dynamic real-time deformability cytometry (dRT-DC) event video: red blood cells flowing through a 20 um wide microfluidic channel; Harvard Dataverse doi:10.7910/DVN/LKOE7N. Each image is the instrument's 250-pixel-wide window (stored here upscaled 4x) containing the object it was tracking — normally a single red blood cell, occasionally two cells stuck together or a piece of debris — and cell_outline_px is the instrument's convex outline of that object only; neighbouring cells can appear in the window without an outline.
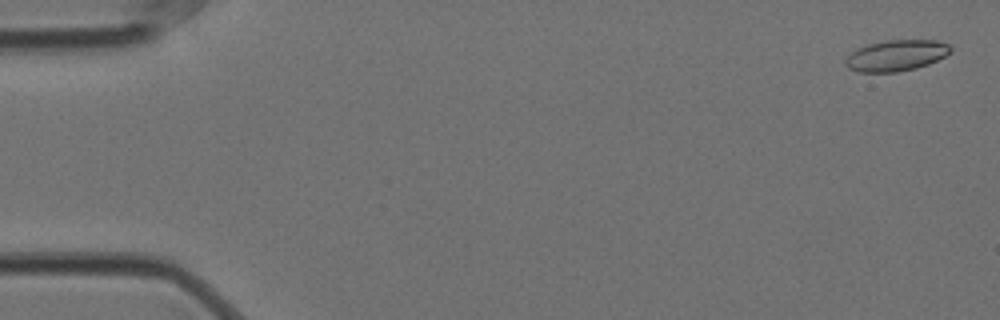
{"species": "Egyptian fruit bat (a non-hibernating species)", "species_latin": "Rousettus aegyptiacus", "temperature_condition": "cold", "stored_images_in_passage": 22, "camera_frame_rate_fps": 3000, "um_per_image_px": 0.085, "animal": {"sex": "female"}, "frame": {"image": 1, "passage_image": 2, "time_ms": 0.333, "image_size_px": [1000, 320], "cell_outline_px": [[952, 52], [928, 64], [916, 68], [896, 72], [860, 72], [848, 68], [844, 64], [844, 60], [852, 52], [868, 44], [888, 40], [936, 40], [948, 44], [952, 48]], "centroid_in_image_um": [76.18, 4.72], "position_along_channel_um": 8.8, "area_um2": 18.9}}
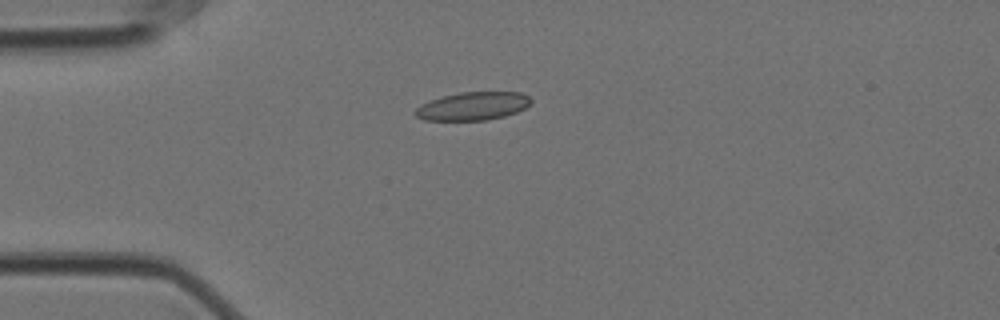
{"frame": {"image": 2, "passage_image": 15, "time_ms": 4.667, "image_size_px": [1000, 320], "cell_outline_px": [[532, 100], [524, 108], [516, 112], [504, 116], [484, 120], [424, 120], [416, 116], [412, 112], [420, 104], [444, 96], [460, 92], [520, 92], [528, 96]], "centroid_in_image_um": [40.16, 9.02], "position_along_channel_um": 44.8, "area_um2": 18.84}}
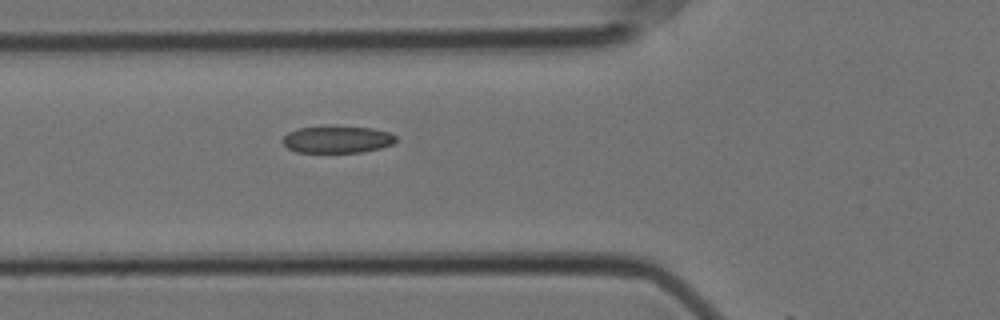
{"frame": {"image": 3, "passage_image": 21, "time_ms": 6.667, "image_size_px": [1000, 320], "cell_outline_px": [[396, 140], [392, 144], [380, 148], [360, 152], [296, 152], [288, 148], [280, 140], [288, 132], [300, 128], [328, 124], [372, 128], [388, 132], [396, 136]], "centroid_in_image_um": [28.63, 11.82], "position_along_channel_um": 97.2, "area_um2": 18.26}}